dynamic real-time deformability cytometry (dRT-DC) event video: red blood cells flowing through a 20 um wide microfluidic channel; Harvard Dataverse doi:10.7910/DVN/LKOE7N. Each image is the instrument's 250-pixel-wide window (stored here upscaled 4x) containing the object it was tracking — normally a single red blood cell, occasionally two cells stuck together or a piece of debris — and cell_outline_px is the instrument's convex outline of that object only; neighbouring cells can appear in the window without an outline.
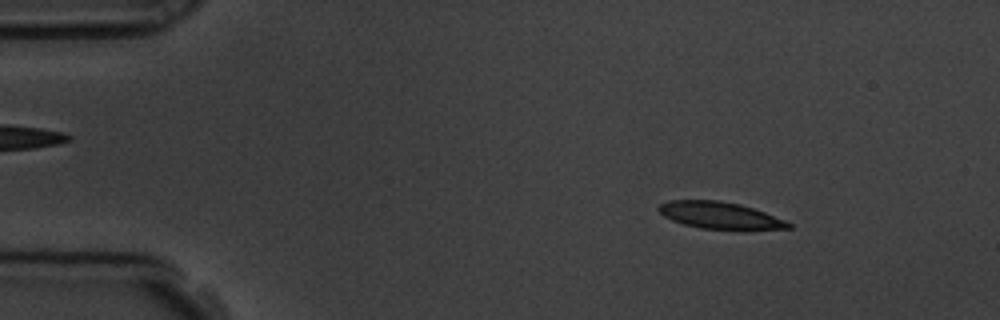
{"species": "common noctule bat (a hibernating species)", "species_latin": "Nyctalus noctula", "temperature_condition": "room temperature", "stored_images_in_passage": 50, "camera_frame_rate_fps": 3000, "um_per_image_px": 0.085, "animal": {"sex": "male", "body_mass_g": 19.5, "forearm_length_mm": 54.6}, "frame": {"image": 1, "passage_image": 4, "time_ms": 1.0, "image_size_px": [1000, 320], "cell_outline_px": [[792, 228], [744, 232], [700, 228], [684, 224], [672, 220], [664, 216], [656, 208], [660, 204], [668, 200], [720, 200], [740, 204], [764, 212], [784, 220], [792, 224]], "centroid_in_image_um": [61.25, 18.35], "position_along_channel_um": 23.8, "area_um2": 21.04}}
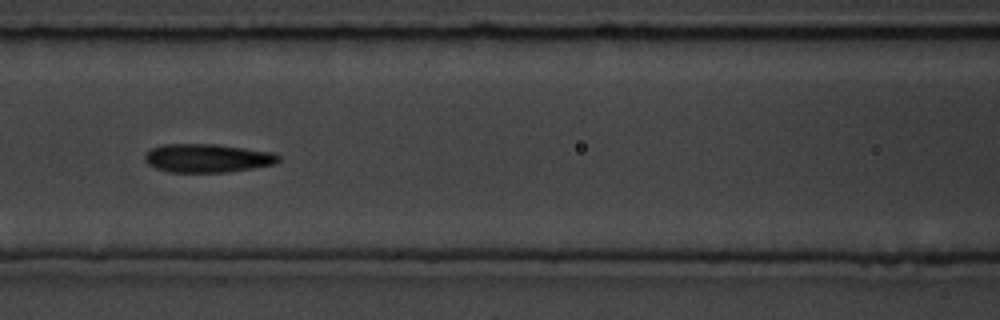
{"frame": {"image": 2, "passage_image": 20, "time_ms": 6.333, "image_size_px": [1000, 320], "cell_outline_px": [[280, 160], [276, 164], [252, 168], [224, 172], [168, 172], [156, 168], [148, 164], [144, 160], [144, 156], [152, 148], [164, 144], [216, 144], [276, 152], [280, 156]], "centroid_in_image_um": [17.66, 13.43], "position_along_channel_um": 148.9, "area_um2": 22.31}}
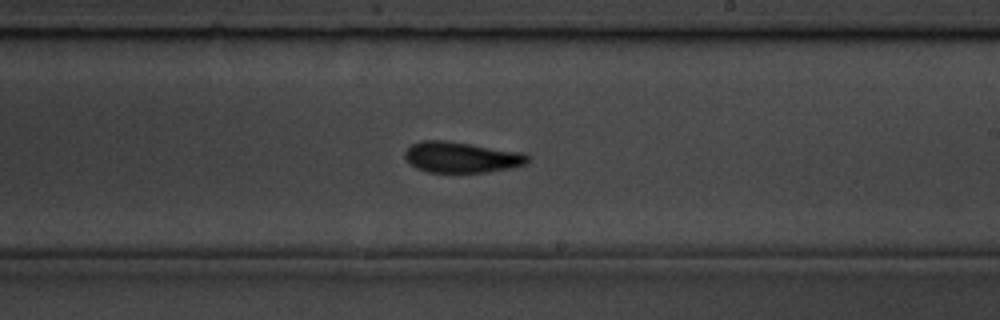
{"frame": {"image": 3, "passage_image": 28, "time_ms": 9.0, "image_size_px": [1000, 320], "cell_outline_px": [[528, 160], [524, 164], [512, 168], [488, 172], [428, 172], [416, 168], [408, 164], [404, 156], [404, 152], [412, 144], [420, 140], [444, 140], [524, 152], [528, 156]], "centroid_in_image_um": [39.19, 13.36], "position_along_channel_um": 249.8, "area_um2": 22.2}, "authors_computed_cell_mechanics": {"area_um2": 21.5016, "velocity_mm_per_s": 3.7927, "shape_relaxation_time_tau1_ms": 3.3054, "shape_relaxation_time_tau2_ms": 3.0921, "deformation_change_tau1": 0.1371, "deformation_change_tau2": 0.096}}